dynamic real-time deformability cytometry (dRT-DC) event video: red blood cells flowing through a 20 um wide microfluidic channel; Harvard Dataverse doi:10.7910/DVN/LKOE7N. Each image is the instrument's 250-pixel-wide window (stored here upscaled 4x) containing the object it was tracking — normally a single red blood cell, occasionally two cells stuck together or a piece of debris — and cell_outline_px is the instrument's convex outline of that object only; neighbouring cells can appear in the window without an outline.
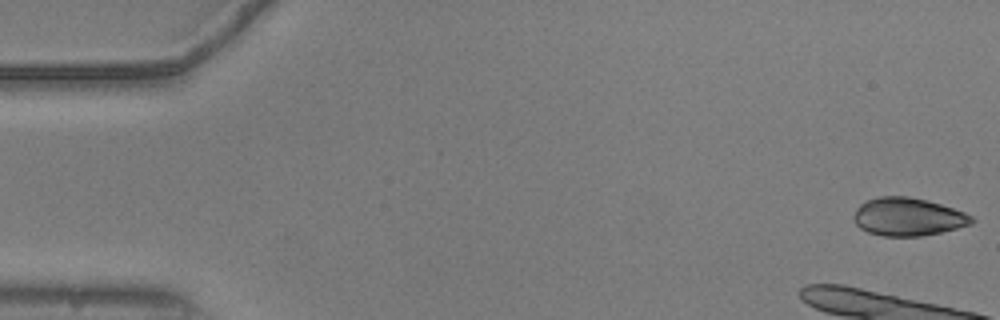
{"species": "common noctule bat (a hibernating species)", "species_latin": "Nyctalus noctula", "temperature_condition": "warm", "stored_images_in_passage": 18, "camera_frame_rate_fps": 3000, "um_per_image_px": 0.085, "animal": {"sex": "male", "body_mass_g": 20.5, "forearm_length_mm": 52.5}, "frame": {"image": 1, "passage_image": 1, "time_ms": 0.0, "image_size_px": [1000, 320], "cell_outline_px": [[976, 220], [972, 224], [924, 236], [884, 236], [868, 232], [860, 228], [852, 220], [852, 216], [856, 208], [860, 204], [868, 200], [880, 196], [908, 196], [940, 204], [964, 212], [972, 216]], "centroid_in_image_um": [77.15, 18.43], "position_along_channel_um": 7.9, "area_um2": 26.13}}